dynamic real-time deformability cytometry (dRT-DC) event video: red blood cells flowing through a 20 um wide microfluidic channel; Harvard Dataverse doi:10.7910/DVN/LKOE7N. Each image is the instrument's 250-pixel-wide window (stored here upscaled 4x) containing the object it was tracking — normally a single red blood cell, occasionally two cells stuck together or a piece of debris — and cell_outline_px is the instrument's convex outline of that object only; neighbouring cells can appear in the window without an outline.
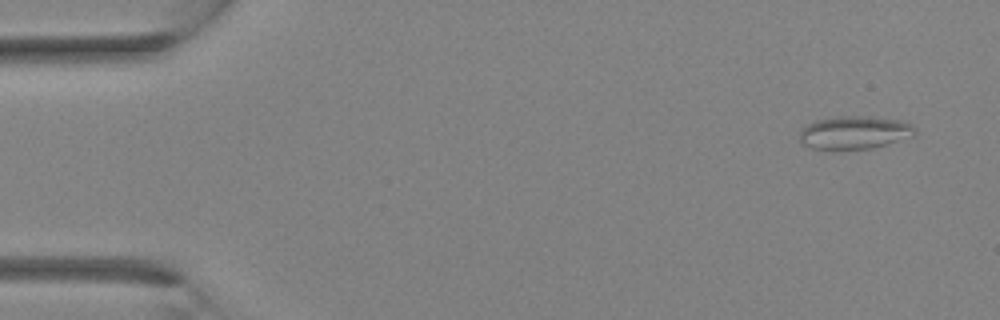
{"species": "Egyptian fruit bat (a non-hibernating species)", "species_latin": "Rousettus aegyptiacus", "temperature_condition": "room temperature", "stored_images_in_passage": 4, "camera_frame_rate_fps": 3000, "um_per_image_px": 0.085, "animal": {"sex": "female"}, "frame": {"image": 1, "passage_image": 1, "time_ms": 0.0, "image_size_px": [1000, 320], "cell_outline_px": [[916, 132], [912, 136], [888, 144], [872, 148], [812, 148], [800, 144], [800, 132], [808, 124], [816, 120], [840, 116], [868, 116], [900, 120], [912, 124], [916, 128]], "centroid_in_image_um": [72.66, 11.25], "position_along_channel_um": 12.3, "area_um2": 21.96}}
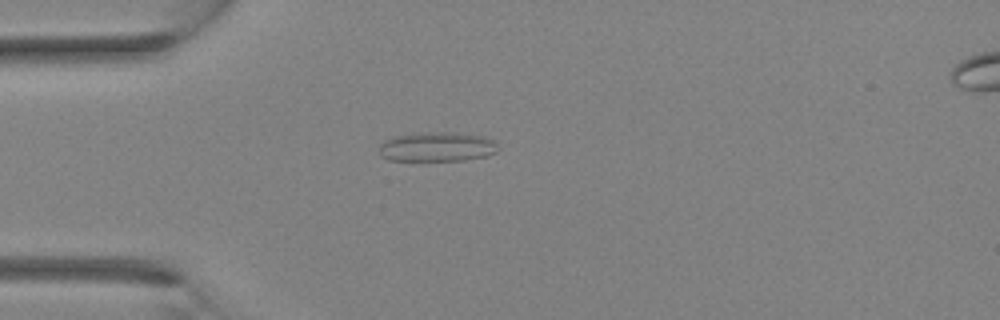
{"frame": {"image": 2, "passage_image": 3, "time_ms": 0.667, "image_size_px": [1000, 320], "cell_outline_px": [[500, 148], [496, 152], [488, 156], [464, 160], [388, 160], [380, 156], [380, 144], [384, 140], [392, 136], [424, 132], [456, 132], [484, 136], [496, 140]], "centroid_in_image_um": [37.19, 12.47], "position_along_channel_um": 47.8, "area_um2": 20.81}}